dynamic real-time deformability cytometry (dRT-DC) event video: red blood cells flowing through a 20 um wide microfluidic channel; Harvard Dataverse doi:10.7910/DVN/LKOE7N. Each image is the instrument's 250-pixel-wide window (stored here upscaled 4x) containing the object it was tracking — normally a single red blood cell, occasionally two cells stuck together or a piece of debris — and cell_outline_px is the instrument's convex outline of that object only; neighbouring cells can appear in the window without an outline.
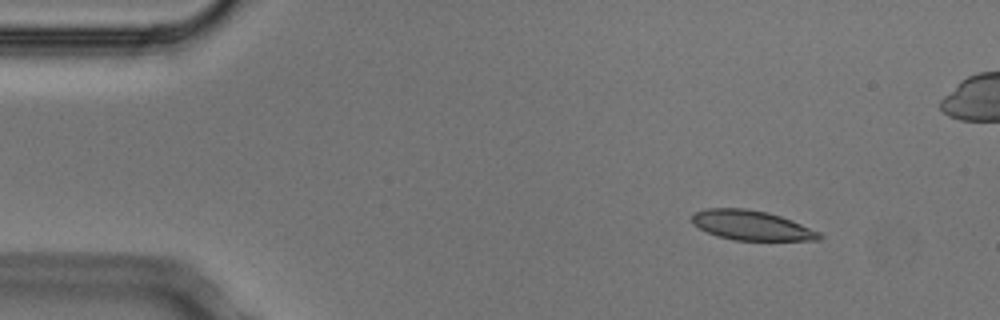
{"species": "Egyptian fruit bat (a non-hibernating species)", "species_latin": "Rousettus aegyptiacus", "temperature_condition": "cold", "stored_images_in_passage": 4, "camera_frame_rate_fps": 3000, "um_per_image_px": 0.085, "animal": {"sex": "male"}, "frame": {"image": 1, "passage_image": 4, "time_ms": 1.0, "image_size_px": [1000, 320], "cell_outline_px": [[824, 236], [820, 240], [732, 240], [716, 236], [692, 224], [692, 216], [696, 212], [708, 208], [744, 208], [768, 212], [792, 220], [820, 232]], "centroid_in_image_um": [63.89, 19.16], "position_along_channel_um": 21.1, "area_um2": 22.02}}